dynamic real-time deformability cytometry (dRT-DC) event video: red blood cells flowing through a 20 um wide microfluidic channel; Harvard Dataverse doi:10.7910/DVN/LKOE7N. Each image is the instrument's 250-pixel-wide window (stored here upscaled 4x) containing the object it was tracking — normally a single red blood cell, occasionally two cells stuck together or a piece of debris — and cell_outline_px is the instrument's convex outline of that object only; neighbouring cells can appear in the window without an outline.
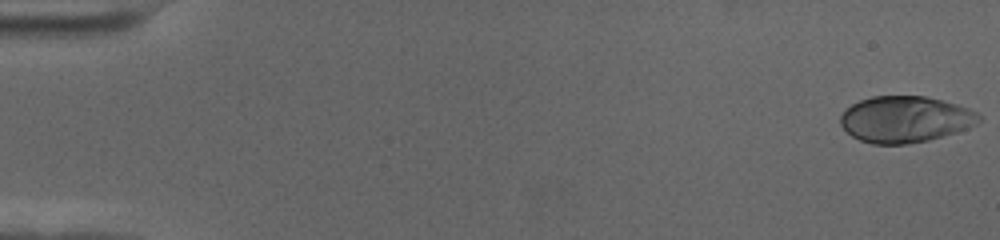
{"species": "human", "species_latin": "Homo sapiens", "temperature_condition": "cold", "stored_images_in_passage": 57, "camera_frame_rate_fps": 3000, "um_per_image_px": 0.085, "donor": {"sex": "female"}, "frame": {"image": 1, "passage_image": 1, "time_ms": 0.0, "image_size_px": [1000, 240], "cell_outline_px": [[980, 120], [976, 124], [968, 128], [956, 132], [928, 140], [908, 144], [872, 144], [860, 140], [852, 136], [840, 124], [840, 116], [852, 104], [860, 100], [872, 96], [924, 96], [956, 104], [968, 108], [976, 112], [980, 116]], "centroid_in_image_um": [76.93, 10.14], "position_along_channel_um": 8.1, "area_um2": 37.17}}
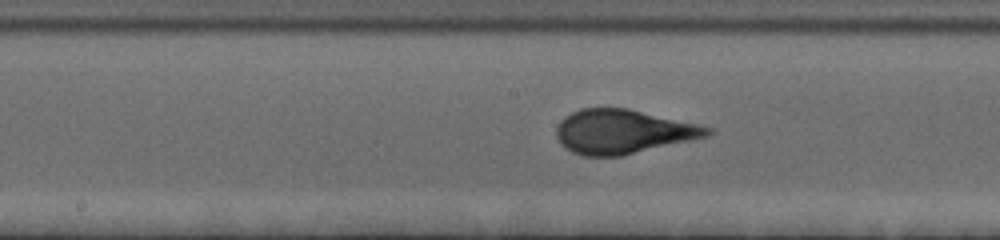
{"frame": {"image": 2, "passage_image": 31, "time_ms": 10.0, "image_size_px": [1000, 240], "cell_outline_px": [[712, 132], [708, 136], [692, 140], [620, 156], [580, 156], [564, 148], [560, 144], [556, 136], [556, 128], [560, 120], [564, 116], [580, 108], [628, 108], [696, 124], [712, 128]], "centroid_in_image_um": [52.89, 11.19], "position_along_channel_um": 195.3, "area_um2": 38.78}}
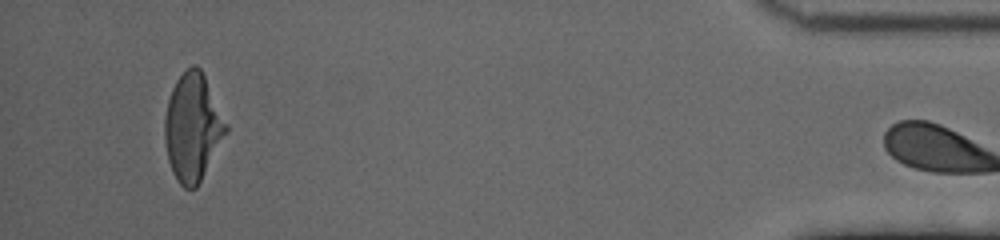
{"frame": {"image": 3, "passage_image": 56, "time_ms": 18.333, "image_size_px": [1000, 240], "cell_outline_px": [[228, 132], [196, 188], [184, 188], [176, 180], [172, 172], [168, 160], [164, 140], [164, 116], [168, 100], [172, 88], [176, 80], [192, 64], [196, 64], [200, 68], [228, 124]], "centroid_in_image_um": [16.37, 10.83], "position_along_channel_um": 418.8, "area_um2": 38.38}}